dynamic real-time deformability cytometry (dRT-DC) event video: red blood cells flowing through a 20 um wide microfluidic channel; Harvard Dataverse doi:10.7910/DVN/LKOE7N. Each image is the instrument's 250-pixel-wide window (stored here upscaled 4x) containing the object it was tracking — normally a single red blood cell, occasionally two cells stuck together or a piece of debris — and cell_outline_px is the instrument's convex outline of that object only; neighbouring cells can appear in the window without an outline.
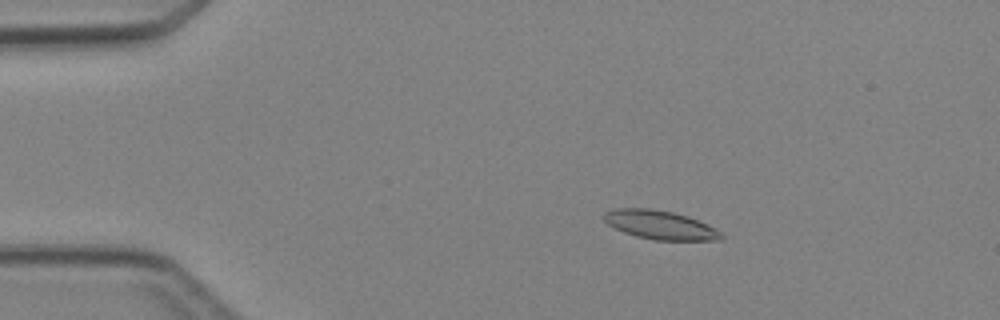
{"species": "Egyptian fruit bat (a non-hibernating species)", "species_latin": "Rousettus aegyptiacus", "temperature_condition": "cold", "stored_images_in_passage": 6, "camera_frame_rate_fps": 3000, "um_per_image_px": 0.085, "animal": {"sex": "female"}, "frame": {"image": 1, "passage_image": 3, "time_ms": 2.333, "image_size_px": [1000, 320], "cell_outline_px": [[724, 236], [720, 240], [656, 240], [636, 236], [624, 232], [608, 224], [604, 220], [604, 212], [616, 208], [652, 208], [672, 212], [688, 216], [708, 224], [720, 232]], "centroid_in_image_um": [56.11, 19.11], "position_along_channel_um": 28.9, "area_um2": 19.59}}
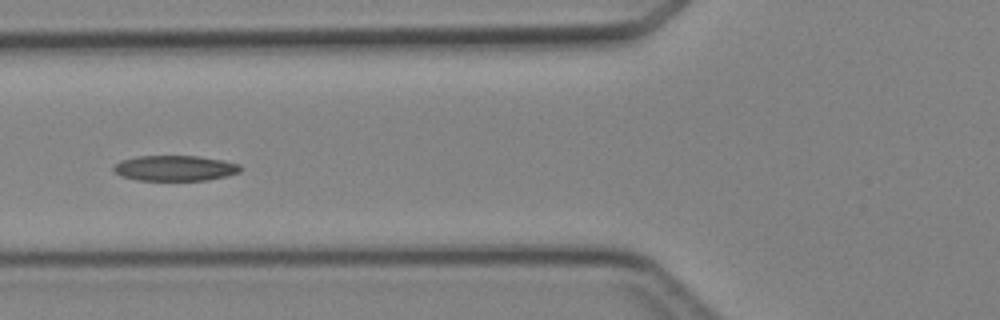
{"frame": {"image": 2, "passage_image": 5, "time_ms": 5.667, "image_size_px": [1000, 320], "cell_outline_px": [[244, 168], [240, 172], [224, 176], [204, 180], [136, 180], [120, 176], [112, 168], [120, 160], [136, 156], [196, 156], [220, 160], [240, 164]], "centroid_in_image_um": [14.85, 14.29], "position_along_channel_um": 111.0, "area_um2": 18.73}}
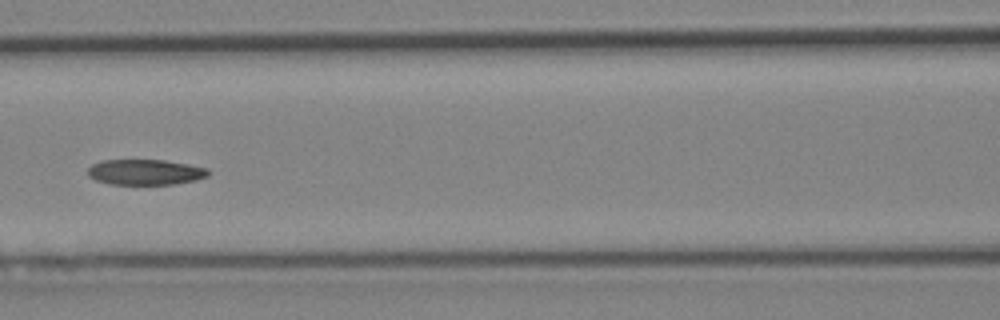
{"frame": {"image": 3, "passage_image": 6, "time_ms": 6.667, "image_size_px": [1000, 320], "cell_outline_px": [[208, 176], [192, 180], [172, 184], [112, 184], [96, 180], [88, 176], [88, 168], [92, 164], [100, 160], [164, 160], [188, 164], [208, 168]], "centroid_in_image_um": [12.31, 14.62], "position_along_channel_um": 154.3, "area_um2": 17.74}}